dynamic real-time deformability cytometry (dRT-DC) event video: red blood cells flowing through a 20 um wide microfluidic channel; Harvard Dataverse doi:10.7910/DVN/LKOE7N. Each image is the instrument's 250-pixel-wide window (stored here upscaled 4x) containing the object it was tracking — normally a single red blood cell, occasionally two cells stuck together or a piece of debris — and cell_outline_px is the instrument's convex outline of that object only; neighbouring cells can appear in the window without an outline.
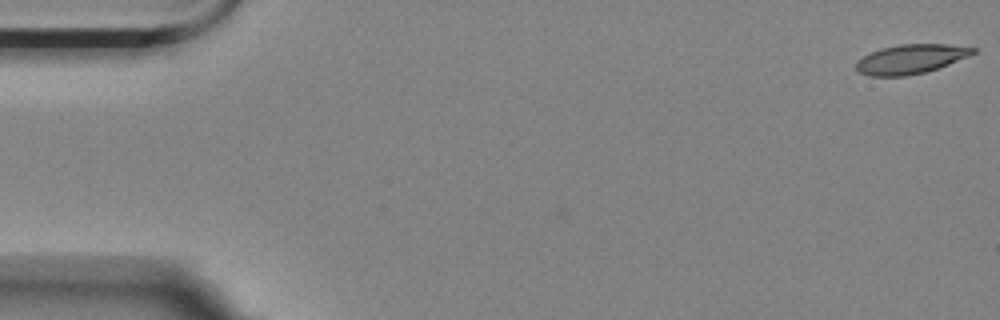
{"species": "Egyptian fruit bat (a non-hibernating species)", "species_latin": "Rousettus aegyptiacus", "temperature_condition": "room temperature", "stored_images_in_passage": 10, "camera_frame_rate_fps": 3000, "um_per_image_px": 0.085, "animal": {"sex": "female"}, "frame": {"image": 1, "passage_image": 1, "time_ms": 0.0, "image_size_px": [1000, 320], "cell_outline_px": [[980, 48], [976, 52], [968, 56], [948, 64], [924, 72], [908, 76], [868, 76], [860, 72], [856, 68], [856, 60], [880, 48], [900, 44], [948, 44]], "centroid_in_image_um": [77.42, 5.01], "position_along_channel_um": 7.6, "area_um2": 19.94}}